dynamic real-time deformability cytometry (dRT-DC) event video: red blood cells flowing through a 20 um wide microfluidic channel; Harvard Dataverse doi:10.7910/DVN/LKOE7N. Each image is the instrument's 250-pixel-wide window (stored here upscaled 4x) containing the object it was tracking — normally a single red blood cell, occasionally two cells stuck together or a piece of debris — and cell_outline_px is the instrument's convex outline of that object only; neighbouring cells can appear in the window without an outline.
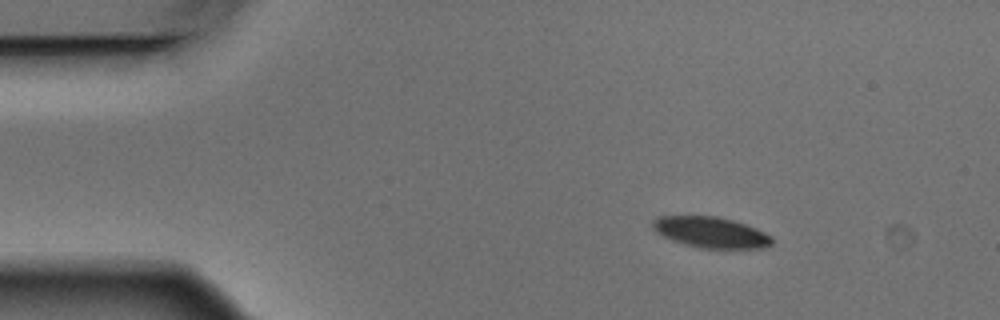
{"species": "Egyptian fruit bat (a non-hibernating species)", "species_latin": "Rousettus aegyptiacus", "temperature_condition": "warm", "stored_images_in_passage": 4, "segment_of_instrument_passage": [1, 2], "camera_frame_rate_fps": 3000, "um_per_image_px": 0.085, "animal": {"sex": "male"}, "frame": {"image": 1, "passage_image": 1, "time_ms": 0.0, "image_size_px": [1000, 320], "cell_outline_px": [[772, 244], [764, 248], [700, 248], [684, 244], [672, 240], [656, 232], [652, 228], [652, 220], [660, 216], [716, 216], [732, 220], [756, 228], [772, 236]], "centroid_in_image_um": [60.41, 19.75], "position_along_channel_um": 24.6, "area_um2": 21.39}}